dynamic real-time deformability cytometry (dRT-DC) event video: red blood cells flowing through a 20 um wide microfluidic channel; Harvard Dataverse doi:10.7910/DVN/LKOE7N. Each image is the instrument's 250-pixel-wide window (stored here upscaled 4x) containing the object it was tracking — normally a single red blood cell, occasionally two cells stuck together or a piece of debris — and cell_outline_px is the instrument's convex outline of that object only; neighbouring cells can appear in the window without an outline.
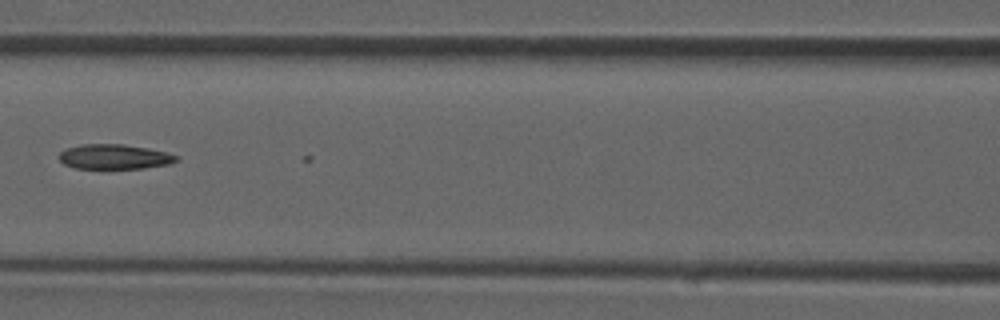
{"species": "common noctule bat (a hibernating species)", "species_latin": "Nyctalus noctula", "temperature_condition": "room temperature", "stored_images_in_passage": 20, "camera_frame_rate_fps": 3000, "um_per_image_px": 0.085, "animal": {"sex": "male", "forearm_length_mm": 52.5}, "frame": {"image": 1, "passage_image": 19, "time_ms": 6.0, "image_size_px": [1000, 320], "cell_outline_px": [[180, 160], [168, 164], [144, 168], [76, 168], [64, 164], [56, 156], [60, 152], [68, 148], [84, 144], [124, 144], [148, 148], [164, 152], [176, 156]], "centroid_in_image_um": [9.7, 13.32], "position_along_channel_um": 156.9, "area_um2": 16.82}}